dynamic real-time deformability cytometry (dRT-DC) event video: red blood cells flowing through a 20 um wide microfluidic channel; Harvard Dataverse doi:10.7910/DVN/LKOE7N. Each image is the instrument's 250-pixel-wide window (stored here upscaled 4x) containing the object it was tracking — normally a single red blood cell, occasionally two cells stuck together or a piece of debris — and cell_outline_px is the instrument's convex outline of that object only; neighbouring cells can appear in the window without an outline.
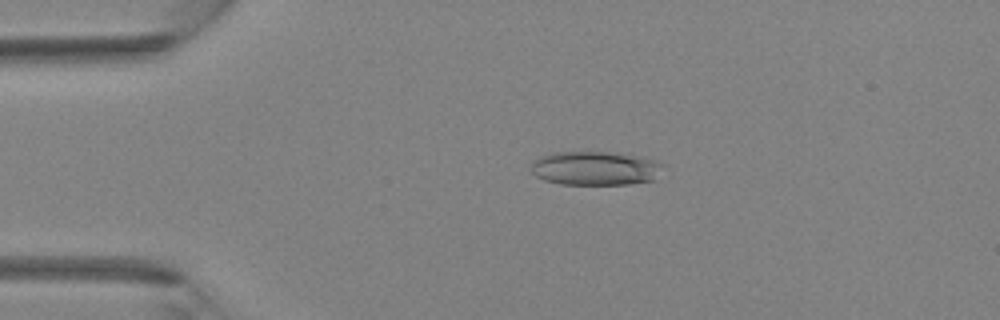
{"species": "Egyptian fruit bat (a non-hibernating species)", "species_latin": "Rousettus aegyptiacus", "temperature_condition": "room temperature", "stored_images_in_passage": 40, "camera_frame_rate_fps": 3000, "um_per_image_px": 0.085, "animal": {"sex": "female"}, "frame": {"image": 1, "passage_image": 9, "time_ms": 2.667, "image_size_px": [1000, 320], "cell_outline_px": [[664, 164], [656, 180], [628, 184], [560, 184], [544, 180], [536, 176], [532, 172], [532, 160], [540, 156], [552, 152], [612, 152], [640, 156], [656, 160]], "centroid_in_image_um": [50.61, 14.3], "position_along_channel_um": 34.4, "area_um2": 26.36}}
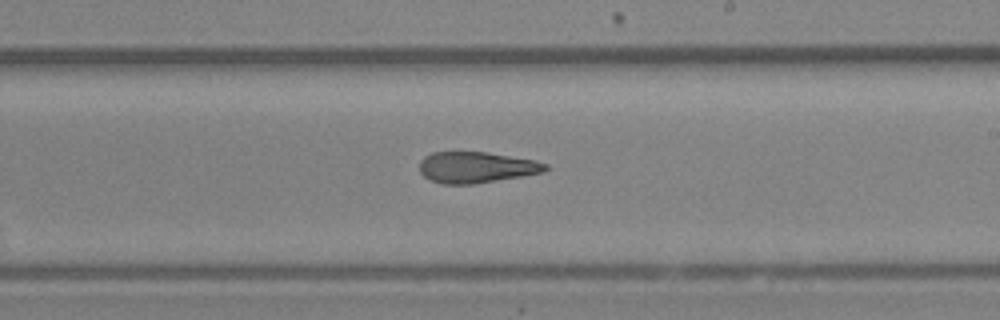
{"frame": {"image": 2, "passage_image": 24, "time_ms": 7.667, "image_size_px": [1000, 320], "cell_outline_px": [[552, 168], [544, 172], [472, 184], [440, 184], [424, 176], [420, 172], [420, 160], [424, 156], [432, 152], [488, 152], [536, 160], [548, 164]], "centroid_in_image_um": [40.51, 14.21], "position_along_channel_um": 248.5, "area_um2": 22.89}}
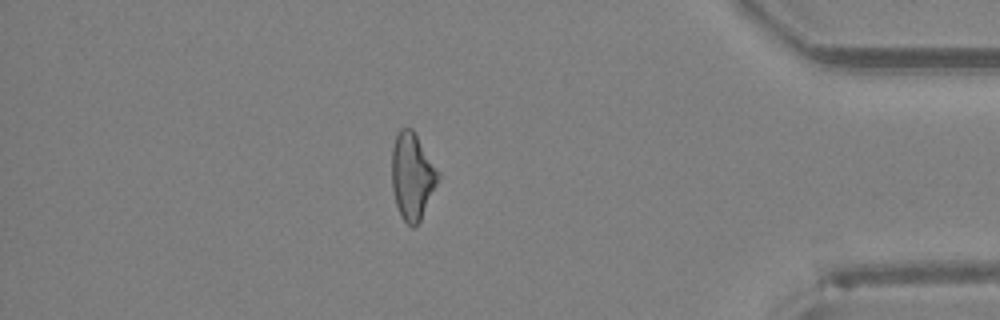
{"frame": {"image": 3, "passage_image": 35, "time_ms": 11.333, "image_size_px": [1000, 320], "cell_outline_px": [[440, 176], [420, 220], [412, 228], [400, 216], [396, 204], [392, 188], [392, 148], [396, 136], [400, 128], [412, 128], [440, 172]], "centroid_in_image_um": [35.03, 14.96], "position_along_channel_um": 400.2, "area_um2": 23.18}}